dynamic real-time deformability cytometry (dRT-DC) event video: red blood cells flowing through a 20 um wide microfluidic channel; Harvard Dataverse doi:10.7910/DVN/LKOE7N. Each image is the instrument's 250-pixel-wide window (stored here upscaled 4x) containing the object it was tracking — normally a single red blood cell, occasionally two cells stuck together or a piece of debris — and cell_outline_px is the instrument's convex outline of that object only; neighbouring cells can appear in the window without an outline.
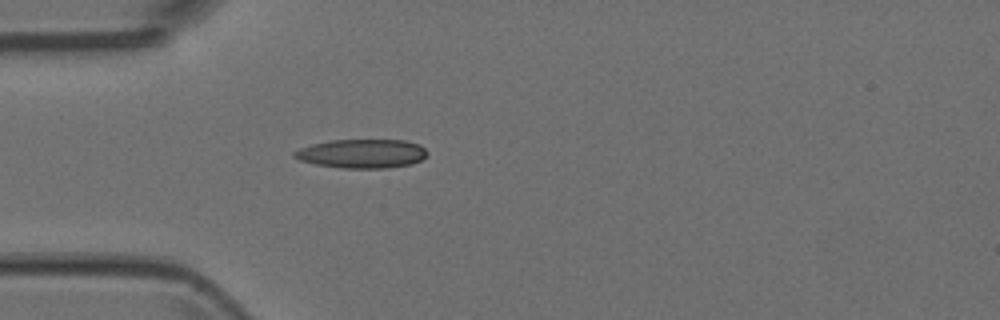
{"species": "Egyptian fruit bat (a non-hibernating species)", "species_latin": "Rousettus aegyptiacus", "temperature_condition": "room temperature", "stored_images_in_passage": 5, "camera_frame_rate_fps": 3000, "um_per_image_px": 0.085, "animal": {"sex": "female"}, "frame": {"image": 1, "passage_image": 5, "time_ms": 1.333, "image_size_px": [1000, 320], "cell_outline_px": [[428, 152], [420, 160], [412, 164], [384, 168], [344, 168], [316, 164], [300, 160], [292, 156], [292, 152], [300, 148], [312, 144], [328, 140], [404, 140], [420, 144]], "centroid_in_image_um": [30.75, 13.05], "position_along_channel_um": 54.3, "area_um2": 22.37}}